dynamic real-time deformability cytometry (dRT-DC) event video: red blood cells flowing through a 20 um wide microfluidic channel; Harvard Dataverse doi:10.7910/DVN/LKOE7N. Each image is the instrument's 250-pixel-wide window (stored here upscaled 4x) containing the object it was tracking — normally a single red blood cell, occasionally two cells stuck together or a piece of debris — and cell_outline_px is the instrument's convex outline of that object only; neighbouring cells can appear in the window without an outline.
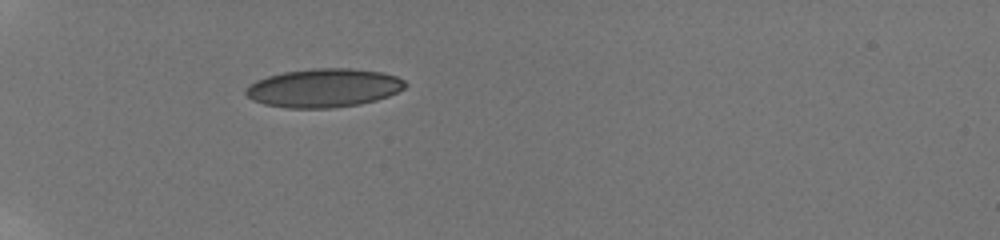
{"species": "human", "species_latin": "Homo sapiens", "temperature_condition": "room temperature", "stored_images_in_passage": 8, "camera_frame_rate_fps": 3000, "um_per_image_px": 0.085, "donor": {"sex": "male"}, "frame": {"image": 1, "passage_image": 1, "time_ms": 0.0, "image_size_px": [1000, 240], "cell_outline_px": [[408, 84], [404, 88], [388, 96], [376, 100], [360, 104], [332, 108], [288, 108], [264, 104], [252, 100], [244, 92], [244, 88], [256, 80], [268, 76], [284, 72], [312, 68], [352, 68], [384, 72], [396, 76], [404, 80]], "centroid_in_image_um": [27.52, 7.47], "position_along_channel_um": 57.5, "area_um2": 36.07}}